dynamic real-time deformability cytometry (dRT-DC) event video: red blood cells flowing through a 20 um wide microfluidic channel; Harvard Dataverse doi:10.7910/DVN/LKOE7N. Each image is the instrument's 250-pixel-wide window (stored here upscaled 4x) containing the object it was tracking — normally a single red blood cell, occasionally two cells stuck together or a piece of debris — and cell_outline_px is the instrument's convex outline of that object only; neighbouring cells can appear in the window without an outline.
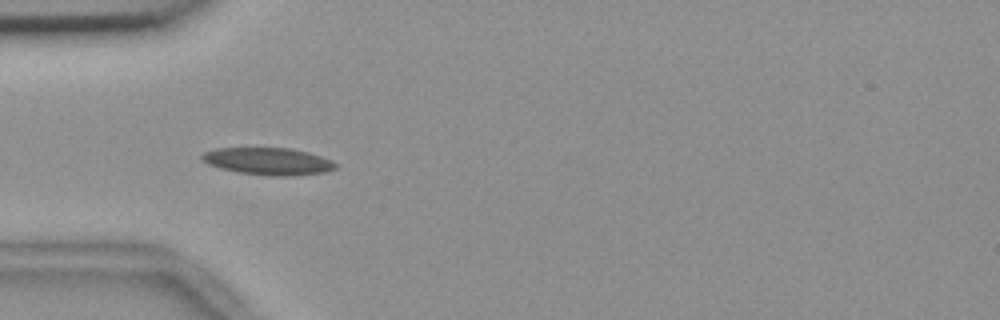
{"species": "common noctule bat (a hibernating species)", "species_latin": "Nyctalus noctula", "temperature_condition": "room temperature", "stored_images_in_passage": 4, "camera_frame_rate_fps": 3000, "um_per_image_px": 0.085, "animal": {"sex": "female", "body_mass_g": 18.4}, "frame": {"image": 1, "passage_image": 4, "time_ms": 1.0, "image_size_px": [1000, 320], "cell_outline_px": [[336, 168], [324, 172], [292, 176], [268, 176], [236, 172], [220, 168], [208, 164], [200, 156], [204, 152], [216, 148], [292, 148], [308, 152], [332, 160], [336, 164]], "centroid_in_image_um": [22.79, 13.71], "position_along_channel_um": 62.2, "area_um2": 21.21}}